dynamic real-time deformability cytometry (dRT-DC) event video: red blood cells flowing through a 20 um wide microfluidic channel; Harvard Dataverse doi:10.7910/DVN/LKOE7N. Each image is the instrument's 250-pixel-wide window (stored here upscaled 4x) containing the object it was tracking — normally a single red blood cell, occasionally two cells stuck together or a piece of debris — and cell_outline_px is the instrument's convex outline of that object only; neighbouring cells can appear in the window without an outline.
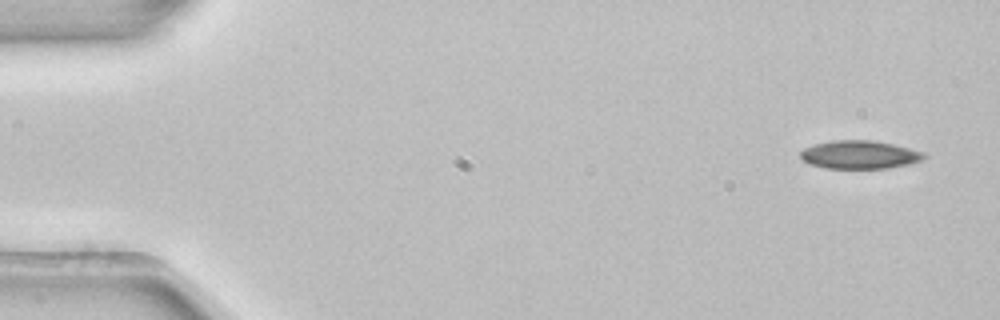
{"species": "common noctule bat (a hibernating species)", "species_latin": "Nyctalus noctula", "temperature_condition": "room temperature", "stored_images_in_passage": 4, "camera_frame_rate_fps": 3000, "um_per_image_px": 0.085, "animal": {"sex": "female", "body_mass_g": 22.7, "forearm_length_mm": 54.2}, "frame": {"image": 1, "passage_image": 1, "time_ms": 0.0, "image_size_px": [1000, 320], "cell_outline_px": [[928, 156], [924, 160], [908, 164], [888, 168], [824, 168], [808, 164], [800, 156], [800, 152], [804, 148], [816, 144], [832, 140], [876, 140], [924, 152]], "centroid_in_image_um": [73.08, 13.15], "position_along_channel_um": 11.9, "area_um2": 20.4}}
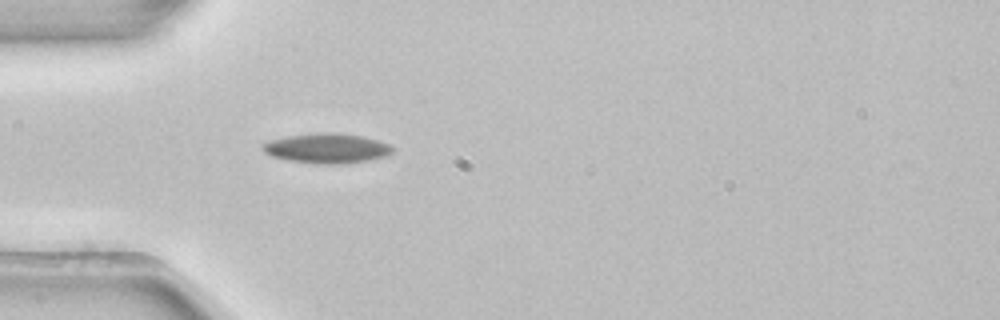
{"frame": {"image": 2, "passage_image": 4, "time_ms": 1.0, "image_size_px": [1000, 320], "cell_outline_px": [[392, 152], [384, 156], [368, 160], [340, 164], [320, 164], [288, 160], [272, 156], [264, 152], [260, 148], [260, 144], [268, 140], [288, 136], [320, 132], [336, 132], [364, 136], [388, 144], [392, 148]], "centroid_in_image_um": [27.72, 12.59], "position_along_channel_um": 57.3, "area_um2": 22.6}}